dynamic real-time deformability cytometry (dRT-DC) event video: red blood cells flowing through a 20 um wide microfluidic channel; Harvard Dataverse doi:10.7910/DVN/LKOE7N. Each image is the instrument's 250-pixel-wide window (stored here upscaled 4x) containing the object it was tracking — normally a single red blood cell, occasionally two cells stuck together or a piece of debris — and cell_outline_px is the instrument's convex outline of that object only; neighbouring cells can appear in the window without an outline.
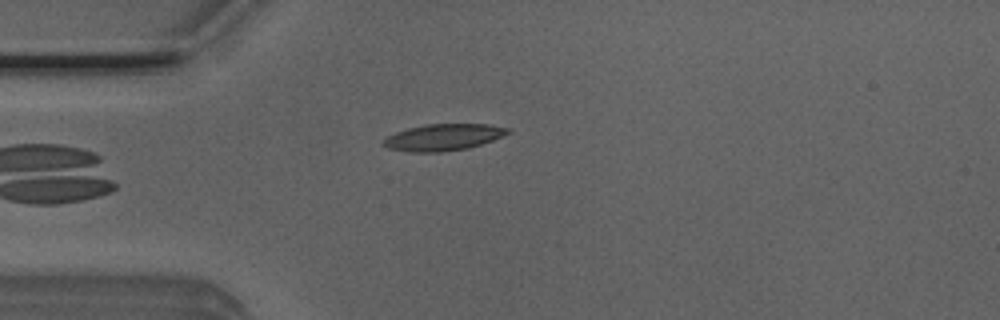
{"species": "Egyptian fruit bat (a non-hibernating species)", "species_latin": "Rousettus aegyptiacus", "temperature_condition": "room temperature", "stored_images_in_passage": 4, "camera_frame_rate_fps": 3000, "um_per_image_px": 0.085, "animal": {"sex": "male"}, "frame": {"image": 1, "passage_image": 4, "time_ms": 1.0, "image_size_px": [1000, 320], "cell_outline_px": [[512, 132], [504, 136], [468, 148], [440, 152], [412, 152], [388, 148], [380, 144], [388, 136], [396, 132], [408, 128], [424, 124], [488, 124], [512, 128]], "centroid_in_image_um": [37.71, 11.66], "position_along_channel_um": 47.3, "area_um2": 19.36}}